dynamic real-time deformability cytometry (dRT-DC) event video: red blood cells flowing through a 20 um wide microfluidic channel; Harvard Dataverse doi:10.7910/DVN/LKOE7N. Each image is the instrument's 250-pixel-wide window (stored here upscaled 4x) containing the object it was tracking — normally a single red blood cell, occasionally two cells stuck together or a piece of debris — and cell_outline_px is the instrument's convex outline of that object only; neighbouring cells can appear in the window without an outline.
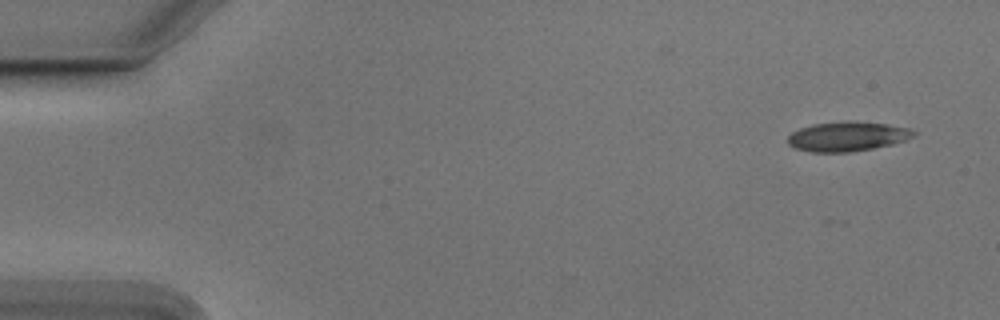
{"species": "Egyptian fruit bat (a non-hibernating species)", "species_latin": "Rousettus aegyptiacus", "temperature_condition": "cold", "stored_images_in_passage": 12, "camera_frame_rate_fps": 3000, "um_per_image_px": 0.085, "animal": {"sex": "male"}, "frame": {"image": 1, "passage_image": 1, "time_ms": 0.0, "image_size_px": [1000, 320], "cell_outline_px": [[916, 136], [892, 144], [852, 152], [812, 152], [796, 148], [788, 144], [788, 136], [792, 132], [800, 128], [812, 124], [848, 120], [884, 124], [912, 128], [916, 132]], "centroid_in_image_um": [72.03, 11.59], "position_along_channel_um": 13.0, "area_um2": 21.73}}